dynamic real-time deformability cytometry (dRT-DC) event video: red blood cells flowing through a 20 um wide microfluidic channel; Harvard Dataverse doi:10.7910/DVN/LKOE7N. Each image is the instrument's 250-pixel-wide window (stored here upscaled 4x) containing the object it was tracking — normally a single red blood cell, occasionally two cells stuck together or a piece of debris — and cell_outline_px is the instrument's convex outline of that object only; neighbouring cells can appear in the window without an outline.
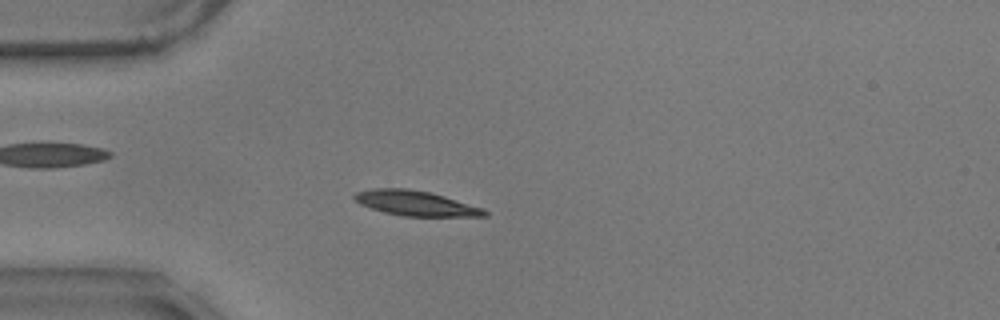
{"species": "common noctule bat (a hibernating species)", "species_latin": "Nyctalus noctula", "temperature_condition": "warm", "stored_images_in_passage": 57, "camera_frame_rate_fps": 3000, "um_per_image_px": 0.085, "animal": {"sex": "male", "body_mass_g": 17.9}, "frame": {"image": 1, "passage_image": 15, "time_ms": 4.667, "image_size_px": [1000, 320], "cell_outline_px": [[488, 216], [404, 216], [384, 212], [360, 204], [352, 196], [356, 192], [372, 188], [408, 188], [428, 192], [444, 196], [484, 208], [488, 212]], "centroid_in_image_um": [35.33, 17.27], "position_along_channel_um": 49.7, "area_um2": 18.84}}
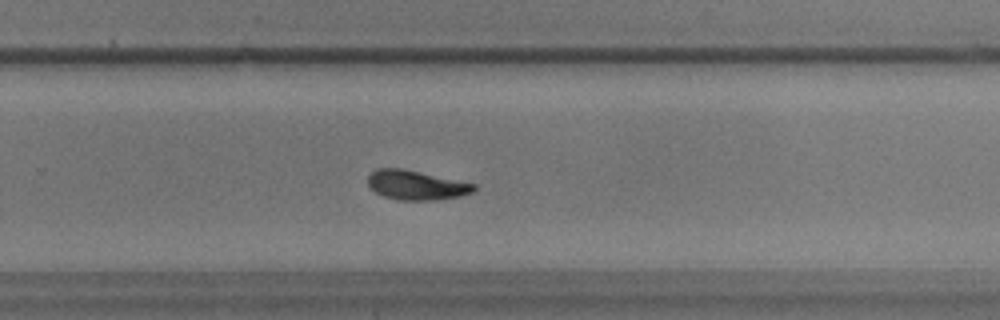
{"frame": {"image": 2, "passage_image": 37, "time_ms": 12.0, "image_size_px": [1000, 320], "cell_outline_px": [[476, 188], [472, 192], [460, 196], [436, 200], [400, 200], [384, 196], [376, 192], [368, 184], [368, 176], [376, 168], [400, 168], [420, 172], [476, 184]], "centroid_in_image_um": [35.37, 15.73], "position_along_channel_um": 294.4, "area_um2": 17.98}}
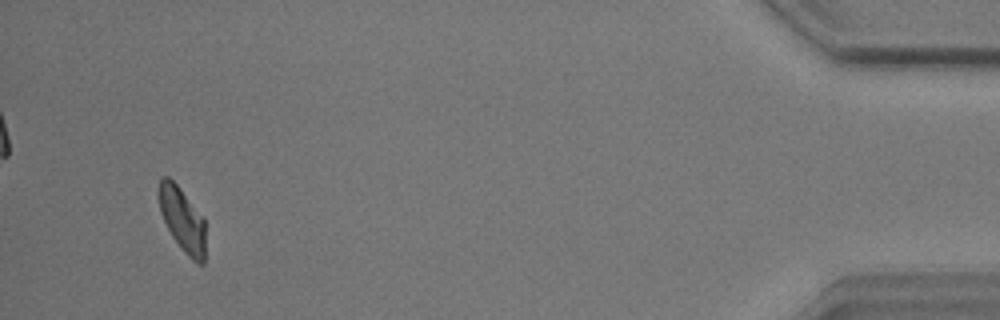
{"frame": {"image": 3, "passage_image": 54, "time_ms": 17.667, "image_size_px": [1000, 320], "cell_outline_px": [[204, 264], [196, 264], [184, 252], [172, 236], [160, 212], [156, 192], [156, 188], [160, 176], [168, 176], [180, 188], [204, 220]], "centroid_in_image_um": [15.43, 18.62], "position_along_channel_um": 419.8, "area_um2": 17.46}, "authors_computed_cell_mechanics": {"area_um2": 18.3804, "velocity_mm_per_s": 3.5099, "shape_relaxation_time_tau1_ms": 3.183, "shape_relaxation_time_tau2_ms": 5.8076, "deformation_change_tau1": 0.1492, "deformation_change_tau2": 0.0603}}